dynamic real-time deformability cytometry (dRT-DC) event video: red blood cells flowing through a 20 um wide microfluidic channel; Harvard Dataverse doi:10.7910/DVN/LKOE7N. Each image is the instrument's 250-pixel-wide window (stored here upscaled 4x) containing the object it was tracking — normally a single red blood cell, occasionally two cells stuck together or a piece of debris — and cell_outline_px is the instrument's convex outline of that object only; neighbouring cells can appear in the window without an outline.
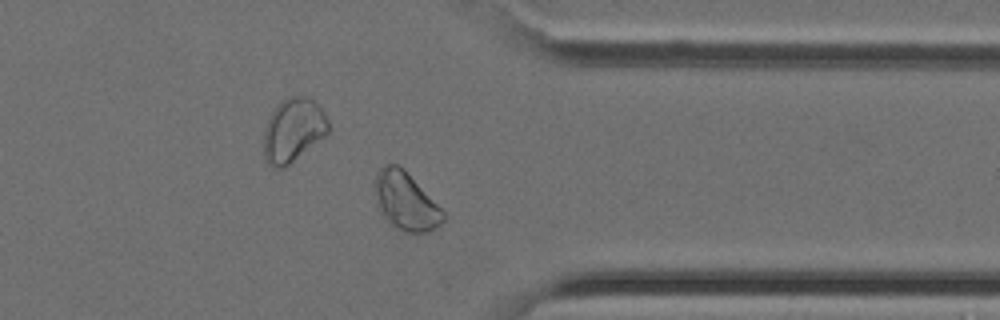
{"species": "Egyptian fruit bat (a non-hibernating species)", "species_latin": "Rousettus aegyptiacus", "temperature_condition": "cold", "stored_images_in_passage": 34, "camera_frame_rate_fps": 3000, "um_per_image_px": 0.085, "animal": {"sex": "female"}, "frame": {"image": 1, "passage_image": 25, "time_ms": 8.0, "image_size_px": [1000, 320], "cell_outline_px": [[444, 220], [440, 224], [428, 232], [404, 232], [396, 228], [380, 212], [376, 192], [376, 172], [388, 164], [396, 164], [404, 168], [444, 212]], "centroid_in_image_um": [34.5, 17.1], "position_along_channel_um": 376.9, "area_um2": 22.43}}